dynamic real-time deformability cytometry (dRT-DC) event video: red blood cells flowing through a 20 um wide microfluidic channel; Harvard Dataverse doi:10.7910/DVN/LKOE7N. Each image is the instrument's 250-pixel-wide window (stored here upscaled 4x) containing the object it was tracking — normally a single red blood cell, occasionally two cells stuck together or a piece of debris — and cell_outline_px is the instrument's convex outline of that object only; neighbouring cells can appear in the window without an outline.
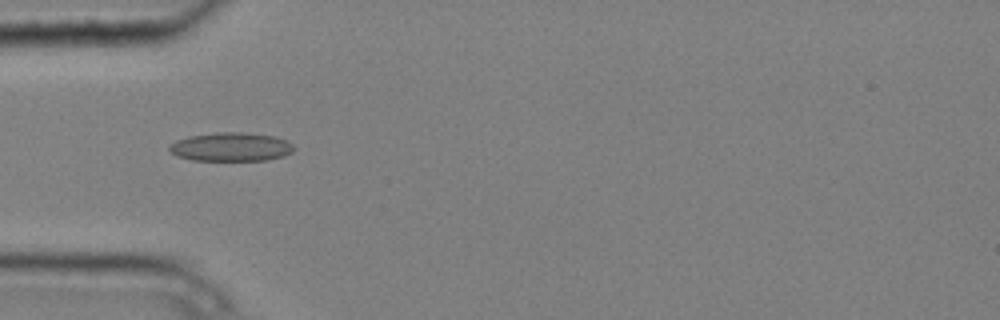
{"species": "common noctule bat (a hibernating species)", "species_latin": "Nyctalus noctula", "temperature_condition": "cold", "stored_images_in_passage": 6, "camera_frame_rate_fps": 3000, "um_per_image_px": 0.085, "animal": {"sex": "male", "body_mass_g": 20.4}, "frame": {"image": 1, "passage_image": 5, "time_ms": 1.333, "image_size_px": [1000, 320], "cell_outline_px": [[296, 148], [292, 152], [284, 156], [268, 160], [192, 160], [176, 156], [168, 148], [176, 140], [188, 136], [220, 132], [244, 132], [276, 136], [288, 140]], "centroid_in_image_um": [19.69, 12.48], "position_along_channel_um": 65.3, "area_um2": 20.98}}
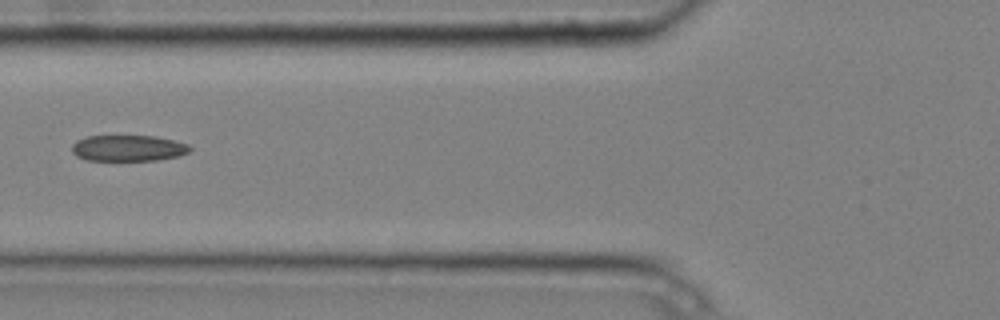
{"frame": {"image": 2, "passage_image": 6, "time_ms": 1.667, "image_size_px": [1000, 320], "cell_outline_px": [[192, 148], [188, 152], [180, 156], [156, 160], [88, 160], [76, 156], [72, 152], [72, 144], [76, 140], [88, 136], [156, 136], [176, 140], [188, 144]], "centroid_in_image_um": [10.92, 12.58], "position_along_channel_um": 114.9, "area_um2": 18.03}}